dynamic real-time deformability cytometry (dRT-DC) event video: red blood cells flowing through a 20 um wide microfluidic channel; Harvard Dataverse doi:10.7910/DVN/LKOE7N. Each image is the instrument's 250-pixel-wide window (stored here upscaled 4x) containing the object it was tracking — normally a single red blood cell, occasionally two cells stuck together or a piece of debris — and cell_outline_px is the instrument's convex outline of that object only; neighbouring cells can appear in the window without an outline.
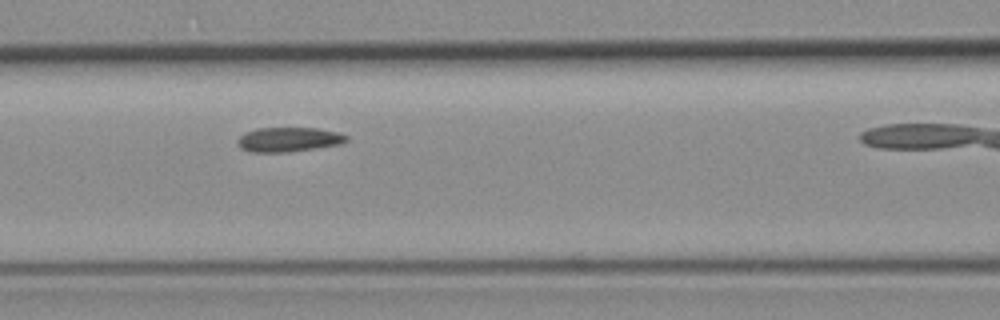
{"species": "common noctule bat (a hibernating species)", "species_latin": "Nyctalus noctula", "temperature_condition": "room temperature", "stored_images_in_passage": 8, "camera_frame_rate_fps": 3000, "um_per_image_px": 0.085, "animal": {"sex": "female", "body_mass_g": 19.3, "forearm_length_mm": 54.1}, "frame": {"image": 1, "passage_image": 5, "time_ms": 4.667, "image_size_px": [1000, 320], "cell_outline_px": [[348, 140], [340, 144], [288, 152], [252, 152], [240, 148], [236, 140], [244, 132], [256, 128], [316, 128], [340, 132], [348, 136]], "centroid_in_image_um": [24.52, 11.85], "position_along_channel_um": 142.1, "area_um2": 15.61}}